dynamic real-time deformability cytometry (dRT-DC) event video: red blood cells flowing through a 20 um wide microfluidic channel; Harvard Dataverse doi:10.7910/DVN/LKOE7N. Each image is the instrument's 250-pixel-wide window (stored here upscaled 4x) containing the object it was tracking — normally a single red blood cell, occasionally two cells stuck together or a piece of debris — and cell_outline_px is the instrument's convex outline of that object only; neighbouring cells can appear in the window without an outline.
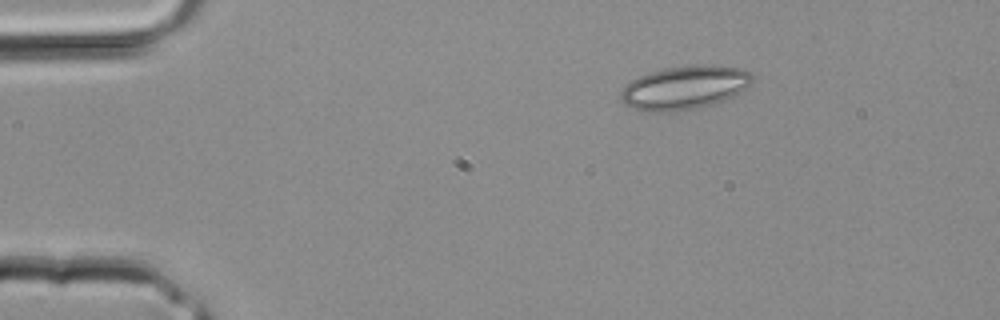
{"species": "common noctule bat (a hibernating species)", "species_latin": "Nyctalus noctula", "temperature_condition": "room temperature", "stored_images_in_passage": 2, "camera_frame_rate_fps": 3000, "um_per_image_px": 0.085, "animal": {"sex": "male", "body_mass_g": 20.4}, "frame": {"image": 1, "passage_image": 1, "time_ms": 0.0, "image_size_px": [1000, 320], "cell_outline_px": [[752, 84], [748, 88], [724, 100], [700, 108], [664, 112], [640, 112], [624, 104], [620, 100], [620, 92], [632, 80], [640, 76], [664, 68], [692, 64], [716, 64], [740, 68], [752, 72]], "centroid_in_image_um": [58.21, 7.44], "position_along_channel_um": 26.8, "area_um2": 33.87}}